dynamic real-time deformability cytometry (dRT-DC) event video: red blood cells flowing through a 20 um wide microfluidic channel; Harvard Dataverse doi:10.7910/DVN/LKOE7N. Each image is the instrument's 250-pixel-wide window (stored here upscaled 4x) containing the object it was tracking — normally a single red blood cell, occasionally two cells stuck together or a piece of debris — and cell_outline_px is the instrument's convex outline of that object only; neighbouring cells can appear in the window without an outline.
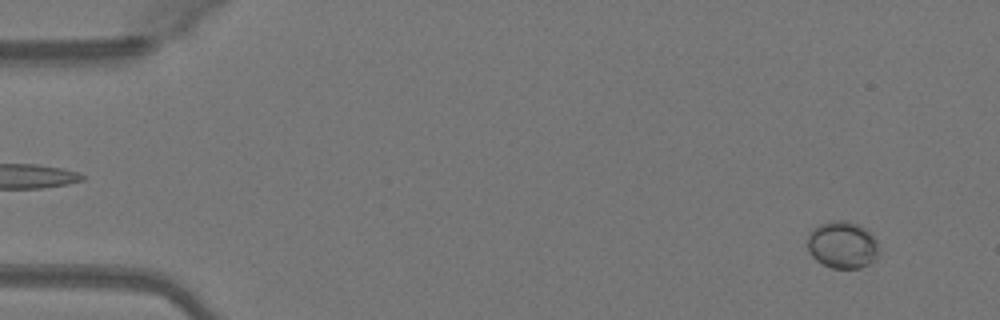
{"species": "Egyptian fruit bat (a non-hibernating species)", "species_latin": "Rousettus aegyptiacus", "temperature_condition": "warm", "stored_images_in_passage": 50, "camera_frame_rate_fps": 3000, "um_per_image_px": 0.085, "animal": {"sex": "female"}, "frame": {"image": 1, "passage_image": 4, "time_ms": 1.0, "image_size_px": [1000, 320], "cell_outline_px": [[880, 248], [876, 256], [868, 264], [860, 268], [832, 268], [816, 260], [808, 252], [808, 236], [812, 228], [820, 224], [836, 220], [844, 220], [856, 224], [864, 228], [876, 240]], "centroid_in_image_um": [71.58, 20.81], "position_along_channel_um": 13.4, "area_um2": 19.42}}
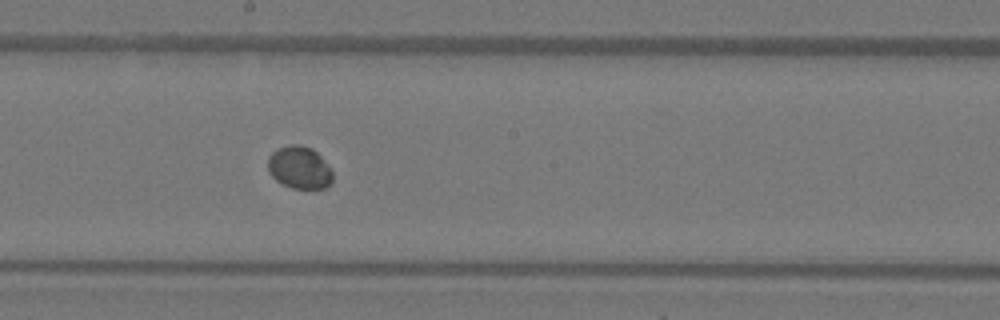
{"frame": {"image": 2, "passage_image": 28, "time_ms": 9.0, "image_size_px": [1000, 320], "cell_outline_px": [[332, 184], [324, 188], [292, 188], [276, 180], [268, 172], [268, 156], [276, 148], [292, 144], [300, 144], [312, 148], [332, 168]], "centroid_in_image_um": [25.46, 14.23], "position_along_channel_um": 222.7, "area_um2": 16.18}}
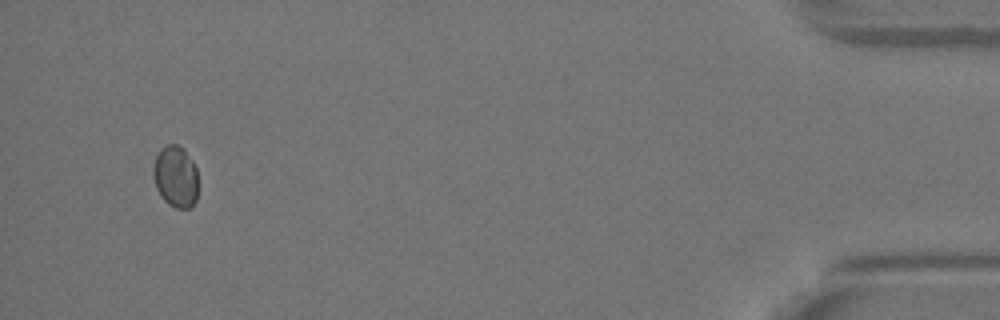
{"frame": {"image": 3, "passage_image": 48, "time_ms": 15.667, "image_size_px": [1000, 320], "cell_outline_px": [[196, 200], [188, 208], [176, 208], [168, 204], [160, 196], [156, 188], [152, 176], [152, 168], [156, 156], [160, 148], [168, 144], [176, 144], [184, 148], [192, 160], [196, 168]], "centroid_in_image_um": [14.88, 14.99], "position_along_channel_um": 420.3, "area_um2": 16.18}}